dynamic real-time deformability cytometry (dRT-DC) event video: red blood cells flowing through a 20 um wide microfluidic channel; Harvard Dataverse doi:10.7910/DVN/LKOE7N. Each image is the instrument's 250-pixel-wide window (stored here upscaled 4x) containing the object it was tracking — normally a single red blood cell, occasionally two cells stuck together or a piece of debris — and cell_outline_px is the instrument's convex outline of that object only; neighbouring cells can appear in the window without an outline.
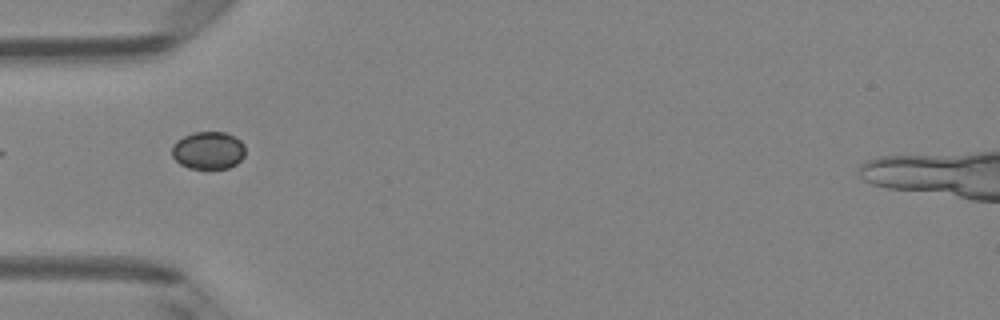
{"species": "Egyptian fruit bat (a non-hibernating species)", "species_latin": "Rousettus aegyptiacus", "temperature_condition": "room temperature", "stored_images_in_passage": 5, "camera_frame_rate_fps": 3000, "um_per_image_px": 0.085, "animal": {"sex": "female"}, "frame": {"image": 1, "passage_image": 4, "time_ms": 1.0, "image_size_px": [1000, 320], "cell_outline_px": [[244, 156], [236, 164], [228, 168], [188, 168], [180, 164], [172, 156], [172, 144], [176, 140], [192, 132], [224, 132], [240, 140], [244, 144]], "centroid_in_image_um": [17.68, 12.78], "position_along_channel_um": 67.3, "area_um2": 16.07}}
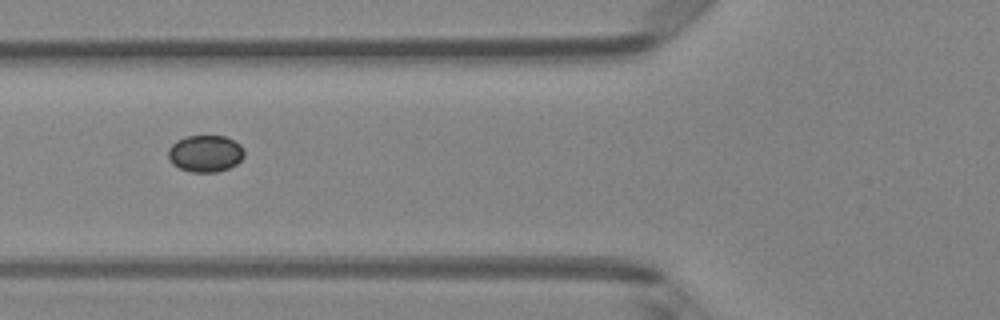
{"frame": {"image": 2, "passage_image": 5, "time_ms": 1.333, "image_size_px": [1000, 320], "cell_outline_px": [[244, 156], [236, 164], [228, 168], [216, 172], [192, 172], [180, 168], [172, 164], [168, 160], [168, 148], [176, 140], [188, 136], [224, 136], [240, 144], [244, 148]], "centroid_in_image_um": [17.43, 13.05], "position_along_channel_um": 108.4, "area_um2": 16.36}}